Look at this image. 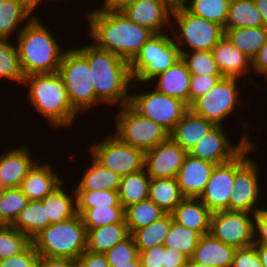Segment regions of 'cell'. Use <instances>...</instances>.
I'll list each match as a JSON object with an SVG mask.
<instances>
[{
  "mask_svg": "<svg viewBox=\"0 0 267 267\" xmlns=\"http://www.w3.org/2000/svg\"><path fill=\"white\" fill-rule=\"evenodd\" d=\"M89 37L96 47L109 51L129 63L154 35L129 20L121 11L88 10Z\"/></svg>",
  "mask_w": 267,
  "mask_h": 267,
  "instance_id": "cell-1",
  "label": "cell"
},
{
  "mask_svg": "<svg viewBox=\"0 0 267 267\" xmlns=\"http://www.w3.org/2000/svg\"><path fill=\"white\" fill-rule=\"evenodd\" d=\"M75 48L88 60L97 99L106 106L129 104L133 85L130 63L93 43Z\"/></svg>",
  "mask_w": 267,
  "mask_h": 267,
  "instance_id": "cell-2",
  "label": "cell"
},
{
  "mask_svg": "<svg viewBox=\"0 0 267 267\" xmlns=\"http://www.w3.org/2000/svg\"><path fill=\"white\" fill-rule=\"evenodd\" d=\"M36 16L19 32L16 45L24 76L58 71L64 49L54 32Z\"/></svg>",
  "mask_w": 267,
  "mask_h": 267,
  "instance_id": "cell-3",
  "label": "cell"
},
{
  "mask_svg": "<svg viewBox=\"0 0 267 267\" xmlns=\"http://www.w3.org/2000/svg\"><path fill=\"white\" fill-rule=\"evenodd\" d=\"M24 85L29 90L25 94L31 107L50 127L65 129L75 125L79 113L72 107L65 84L57 72L27 75Z\"/></svg>",
  "mask_w": 267,
  "mask_h": 267,
  "instance_id": "cell-4",
  "label": "cell"
},
{
  "mask_svg": "<svg viewBox=\"0 0 267 267\" xmlns=\"http://www.w3.org/2000/svg\"><path fill=\"white\" fill-rule=\"evenodd\" d=\"M31 242L40 256L78 259L87 250V228L77 214L67 221L48 225Z\"/></svg>",
  "mask_w": 267,
  "mask_h": 267,
  "instance_id": "cell-5",
  "label": "cell"
},
{
  "mask_svg": "<svg viewBox=\"0 0 267 267\" xmlns=\"http://www.w3.org/2000/svg\"><path fill=\"white\" fill-rule=\"evenodd\" d=\"M91 71L88 60L76 48H67L57 73L65 84L72 107L78 113H86L102 104L97 99Z\"/></svg>",
  "mask_w": 267,
  "mask_h": 267,
  "instance_id": "cell-6",
  "label": "cell"
},
{
  "mask_svg": "<svg viewBox=\"0 0 267 267\" xmlns=\"http://www.w3.org/2000/svg\"><path fill=\"white\" fill-rule=\"evenodd\" d=\"M166 33L154 34L130 62L133 84L140 85V82L144 88L148 87L158 74L181 59V52L173 34Z\"/></svg>",
  "mask_w": 267,
  "mask_h": 267,
  "instance_id": "cell-7",
  "label": "cell"
},
{
  "mask_svg": "<svg viewBox=\"0 0 267 267\" xmlns=\"http://www.w3.org/2000/svg\"><path fill=\"white\" fill-rule=\"evenodd\" d=\"M171 22L170 33L174 34L173 38L181 53L211 51L225 36L221 25L192 14L184 6L173 8Z\"/></svg>",
  "mask_w": 267,
  "mask_h": 267,
  "instance_id": "cell-8",
  "label": "cell"
},
{
  "mask_svg": "<svg viewBox=\"0 0 267 267\" xmlns=\"http://www.w3.org/2000/svg\"><path fill=\"white\" fill-rule=\"evenodd\" d=\"M253 142L235 158L234 188L230 197L229 211L249 212L255 214L259 209L258 203L262 189L260 181V165L250 156L258 150ZM261 191V192H260ZM258 206V207H257Z\"/></svg>",
  "mask_w": 267,
  "mask_h": 267,
  "instance_id": "cell-9",
  "label": "cell"
},
{
  "mask_svg": "<svg viewBox=\"0 0 267 267\" xmlns=\"http://www.w3.org/2000/svg\"><path fill=\"white\" fill-rule=\"evenodd\" d=\"M238 80L239 78L222 77L210 91L195 99L189 109L215 125L225 126V120L234 116V112L238 111L236 109L244 107L246 103L245 101L243 104V99H240V88L244 86L238 87Z\"/></svg>",
  "mask_w": 267,
  "mask_h": 267,
  "instance_id": "cell-10",
  "label": "cell"
},
{
  "mask_svg": "<svg viewBox=\"0 0 267 267\" xmlns=\"http://www.w3.org/2000/svg\"><path fill=\"white\" fill-rule=\"evenodd\" d=\"M118 109L113 134L121 141L145 153L170 137L166 129L140 115L129 104Z\"/></svg>",
  "mask_w": 267,
  "mask_h": 267,
  "instance_id": "cell-11",
  "label": "cell"
},
{
  "mask_svg": "<svg viewBox=\"0 0 267 267\" xmlns=\"http://www.w3.org/2000/svg\"><path fill=\"white\" fill-rule=\"evenodd\" d=\"M133 84L129 105L140 115L146 117L171 133L175 125L184 117L189 106L179 99L153 90L134 91Z\"/></svg>",
  "mask_w": 267,
  "mask_h": 267,
  "instance_id": "cell-12",
  "label": "cell"
},
{
  "mask_svg": "<svg viewBox=\"0 0 267 267\" xmlns=\"http://www.w3.org/2000/svg\"><path fill=\"white\" fill-rule=\"evenodd\" d=\"M89 154L103 167L120 176L144 169V152L121 141L113 133L92 142Z\"/></svg>",
  "mask_w": 267,
  "mask_h": 267,
  "instance_id": "cell-13",
  "label": "cell"
},
{
  "mask_svg": "<svg viewBox=\"0 0 267 267\" xmlns=\"http://www.w3.org/2000/svg\"><path fill=\"white\" fill-rule=\"evenodd\" d=\"M243 135L237 144L229 140L226 127L216 125L188 152L193 157L219 165L238 157L251 143L248 122H243ZM247 131V132H246ZM245 132V133H244ZM235 143V144H233Z\"/></svg>",
  "mask_w": 267,
  "mask_h": 267,
  "instance_id": "cell-14",
  "label": "cell"
},
{
  "mask_svg": "<svg viewBox=\"0 0 267 267\" xmlns=\"http://www.w3.org/2000/svg\"><path fill=\"white\" fill-rule=\"evenodd\" d=\"M254 215L249 212H212L210 233L226 245L244 248L254 244Z\"/></svg>",
  "mask_w": 267,
  "mask_h": 267,
  "instance_id": "cell-15",
  "label": "cell"
},
{
  "mask_svg": "<svg viewBox=\"0 0 267 267\" xmlns=\"http://www.w3.org/2000/svg\"><path fill=\"white\" fill-rule=\"evenodd\" d=\"M172 11L164 0H135L121 12L135 24L159 34L171 30Z\"/></svg>",
  "mask_w": 267,
  "mask_h": 267,
  "instance_id": "cell-16",
  "label": "cell"
},
{
  "mask_svg": "<svg viewBox=\"0 0 267 267\" xmlns=\"http://www.w3.org/2000/svg\"><path fill=\"white\" fill-rule=\"evenodd\" d=\"M187 154L169 137L144 153V169L150 178H176Z\"/></svg>",
  "mask_w": 267,
  "mask_h": 267,
  "instance_id": "cell-17",
  "label": "cell"
},
{
  "mask_svg": "<svg viewBox=\"0 0 267 267\" xmlns=\"http://www.w3.org/2000/svg\"><path fill=\"white\" fill-rule=\"evenodd\" d=\"M235 159L215 165L199 199L212 211L228 210L234 188Z\"/></svg>",
  "mask_w": 267,
  "mask_h": 267,
  "instance_id": "cell-18",
  "label": "cell"
},
{
  "mask_svg": "<svg viewBox=\"0 0 267 267\" xmlns=\"http://www.w3.org/2000/svg\"><path fill=\"white\" fill-rule=\"evenodd\" d=\"M31 154L30 147L24 144L12 147L0 155V179L5 188L21 186L28 171L39 160Z\"/></svg>",
  "mask_w": 267,
  "mask_h": 267,
  "instance_id": "cell-19",
  "label": "cell"
},
{
  "mask_svg": "<svg viewBox=\"0 0 267 267\" xmlns=\"http://www.w3.org/2000/svg\"><path fill=\"white\" fill-rule=\"evenodd\" d=\"M214 167L215 164L187 154L176 177L182 195L199 198Z\"/></svg>",
  "mask_w": 267,
  "mask_h": 267,
  "instance_id": "cell-20",
  "label": "cell"
},
{
  "mask_svg": "<svg viewBox=\"0 0 267 267\" xmlns=\"http://www.w3.org/2000/svg\"><path fill=\"white\" fill-rule=\"evenodd\" d=\"M211 52L223 77L241 78L243 76L249 84L256 85V82L247 76L252 71L251 60L225 36L211 49Z\"/></svg>",
  "mask_w": 267,
  "mask_h": 267,
  "instance_id": "cell-21",
  "label": "cell"
},
{
  "mask_svg": "<svg viewBox=\"0 0 267 267\" xmlns=\"http://www.w3.org/2000/svg\"><path fill=\"white\" fill-rule=\"evenodd\" d=\"M40 159L28 171L20 186L30 201H42L49 193L57 188L64 180L54 171L52 164L40 163Z\"/></svg>",
  "mask_w": 267,
  "mask_h": 267,
  "instance_id": "cell-22",
  "label": "cell"
},
{
  "mask_svg": "<svg viewBox=\"0 0 267 267\" xmlns=\"http://www.w3.org/2000/svg\"><path fill=\"white\" fill-rule=\"evenodd\" d=\"M191 74L185 62L179 59L166 71L158 74L152 81V88L158 92L185 102L189 106ZM156 79V82H155Z\"/></svg>",
  "mask_w": 267,
  "mask_h": 267,
  "instance_id": "cell-23",
  "label": "cell"
},
{
  "mask_svg": "<svg viewBox=\"0 0 267 267\" xmlns=\"http://www.w3.org/2000/svg\"><path fill=\"white\" fill-rule=\"evenodd\" d=\"M236 248L216 239L211 233L201 235L188 263L207 267H231Z\"/></svg>",
  "mask_w": 267,
  "mask_h": 267,
  "instance_id": "cell-24",
  "label": "cell"
},
{
  "mask_svg": "<svg viewBox=\"0 0 267 267\" xmlns=\"http://www.w3.org/2000/svg\"><path fill=\"white\" fill-rule=\"evenodd\" d=\"M171 214L179 225L194 229L201 235L210 233L212 211L199 198L185 197Z\"/></svg>",
  "mask_w": 267,
  "mask_h": 267,
  "instance_id": "cell-25",
  "label": "cell"
},
{
  "mask_svg": "<svg viewBox=\"0 0 267 267\" xmlns=\"http://www.w3.org/2000/svg\"><path fill=\"white\" fill-rule=\"evenodd\" d=\"M216 125L196 115L190 109L184 117L175 125L170 137L184 150H189L196 145Z\"/></svg>",
  "mask_w": 267,
  "mask_h": 267,
  "instance_id": "cell-26",
  "label": "cell"
},
{
  "mask_svg": "<svg viewBox=\"0 0 267 267\" xmlns=\"http://www.w3.org/2000/svg\"><path fill=\"white\" fill-rule=\"evenodd\" d=\"M61 183L51 193H49L41 202L46 207V219H49V225L67 221L77 215L76 191L74 186L72 191H67ZM69 192V193H68Z\"/></svg>",
  "mask_w": 267,
  "mask_h": 267,
  "instance_id": "cell-27",
  "label": "cell"
},
{
  "mask_svg": "<svg viewBox=\"0 0 267 267\" xmlns=\"http://www.w3.org/2000/svg\"><path fill=\"white\" fill-rule=\"evenodd\" d=\"M36 15L24 4L23 0H5L0 4V39L11 40L16 37ZM21 23H24L21 26ZM22 28H20V27ZM17 29H20L17 31ZM15 31V32H14ZM12 35V36H11Z\"/></svg>",
  "mask_w": 267,
  "mask_h": 267,
  "instance_id": "cell-28",
  "label": "cell"
},
{
  "mask_svg": "<svg viewBox=\"0 0 267 267\" xmlns=\"http://www.w3.org/2000/svg\"><path fill=\"white\" fill-rule=\"evenodd\" d=\"M91 163L86 166L84 175L79 179L75 191H118L121 176L111 169L103 167L91 156ZM90 165V166H89Z\"/></svg>",
  "mask_w": 267,
  "mask_h": 267,
  "instance_id": "cell-29",
  "label": "cell"
},
{
  "mask_svg": "<svg viewBox=\"0 0 267 267\" xmlns=\"http://www.w3.org/2000/svg\"><path fill=\"white\" fill-rule=\"evenodd\" d=\"M129 235L125 222L107 224L98 228H87V250L105 253Z\"/></svg>",
  "mask_w": 267,
  "mask_h": 267,
  "instance_id": "cell-30",
  "label": "cell"
},
{
  "mask_svg": "<svg viewBox=\"0 0 267 267\" xmlns=\"http://www.w3.org/2000/svg\"><path fill=\"white\" fill-rule=\"evenodd\" d=\"M225 37L250 60L263 47L267 40L264 26L251 28H234L225 31Z\"/></svg>",
  "mask_w": 267,
  "mask_h": 267,
  "instance_id": "cell-31",
  "label": "cell"
},
{
  "mask_svg": "<svg viewBox=\"0 0 267 267\" xmlns=\"http://www.w3.org/2000/svg\"><path fill=\"white\" fill-rule=\"evenodd\" d=\"M176 178H151L149 199L165 213H172L184 199Z\"/></svg>",
  "mask_w": 267,
  "mask_h": 267,
  "instance_id": "cell-32",
  "label": "cell"
},
{
  "mask_svg": "<svg viewBox=\"0 0 267 267\" xmlns=\"http://www.w3.org/2000/svg\"><path fill=\"white\" fill-rule=\"evenodd\" d=\"M150 181L151 178L145 169L121 176L118 195L124 209L149 198Z\"/></svg>",
  "mask_w": 267,
  "mask_h": 267,
  "instance_id": "cell-33",
  "label": "cell"
},
{
  "mask_svg": "<svg viewBox=\"0 0 267 267\" xmlns=\"http://www.w3.org/2000/svg\"><path fill=\"white\" fill-rule=\"evenodd\" d=\"M260 26H263L262 16L257 10L254 0L230 1L224 32L227 29Z\"/></svg>",
  "mask_w": 267,
  "mask_h": 267,
  "instance_id": "cell-34",
  "label": "cell"
},
{
  "mask_svg": "<svg viewBox=\"0 0 267 267\" xmlns=\"http://www.w3.org/2000/svg\"><path fill=\"white\" fill-rule=\"evenodd\" d=\"M48 225L49 219H46V207L41 201H29L12 224L14 228L30 239Z\"/></svg>",
  "mask_w": 267,
  "mask_h": 267,
  "instance_id": "cell-35",
  "label": "cell"
},
{
  "mask_svg": "<svg viewBox=\"0 0 267 267\" xmlns=\"http://www.w3.org/2000/svg\"><path fill=\"white\" fill-rule=\"evenodd\" d=\"M164 214L165 212L149 198L124 209L125 223L130 234H133L137 229L148 226Z\"/></svg>",
  "mask_w": 267,
  "mask_h": 267,
  "instance_id": "cell-36",
  "label": "cell"
},
{
  "mask_svg": "<svg viewBox=\"0 0 267 267\" xmlns=\"http://www.w3.org/2000/svg\"><path fill=\"white\" fill-rule=\"evenodd\" d=\"M173 221L172 214L165 213L148 226L137 229L132 235L138 250H146L156 245H163Z\"/></svg>",
  "mask_w": 267,
  "mask_h": 267,
  "instance_id": "cell-37",
  "label": "cell"
},
{
  "mask_svg": "<svg viewBox=\"0 0 267 267\" xmlns=\"http://www.w3.org/2000/svg\"><path fill=\"white\" fill-rule=\"evenodd\" d=\"M231 0H188L184 7L192 14L221 25H226Z\"/></svg>",
  "mask_w": 267,
  "mask_h": 267,
  "instance_id": "cell-38",
  "label": "cell"
},
{
  "mask_svg": "<svg viewBox=\"0 0 267 267\" xmlns=\"http://www.w3.org/2000/svg\"><path fill=\"white\" fill-rule=\"evenodd\" d=\"M0 77L9 82H17L21 85L24 82L18 49L16 43L11 40L0 39Z\"/></svg>",
  "mask_w": 267,
  "mask_h": 267,
  "instance_id": "cell-39",
  "label": "cell"
},
{
  "mask_svg": "<svg viewBox=\"0 0 267 267\" xmlns=\"http://www.w3.org/2000/svg\"><path fill=\"white\" fill-rule=\"evenodd\" d=\"M29 201L20 187L5 188L0 193V223L12 225Z\"/></svg>",
  "mask_w": 267,
  "mask_h": 267,
  "instance_id": "cell-40",
  "label": "cell"
},
{
  "mask_svg": "<svg viewBox=\"0 0 267 267\" xmlns=\"http://www.w3.org/2000/svg\"><path fill=\"white\" fill-rule=\"evenodd\" d=\"M201 234L191 228L172 222L170 230L164 239L165 247H175L179 249L188 259L193 255L197 247Z\"/></svg>",
  "mask_w": 267,
  "mask_h": 267,
  "instance_id": "cell-41",
  "label": "cell"
},
{
  "mask_svg": "<svg viewBox=\"0 0 267 267\" xmlns=\"http://www.w3.org/2000/svg\"><path fill=\"white\" fill-rule=\"evenodd\" d=\"M80 216L86 228L125 222L123 206H96L86 209Z\"/></svg>",
  "mask_w": 267,
  "mask_h": 267,
  "instance_id": "cell-42",
  "label": "cell"
},
{
  "mask_svg": "<svg viewBox=\"0 0 267 267\" xmlns=\"http://www.w3.org/2000/svg\"><path fill=\"white\" fill-rule=\"evenodd\" d=\"M192 76H222L211 51H189L181 53Z\"/></svg>",
  "mask_w": 267,
  "mask_h": 267,
  "instance_id": "cell-43",
  "label": "cell"
},
{
  "mask_svg": "<svg viewBox=\"0 0 267 267\" xmlns=\"http://www.w3.org/2000/svg\"><path fill=\"white\" fill-rule=\"evenodd\" d=\"M31 239L12 225L0 226V260L17 255L24 251Z\"/></svg>",
  "mask_w": 267,
  "mask_h": 267,
  "instance_id": "cell-44",
  "label": "cell"
},
{
  "mask_svg": "<svg viewBox=\"0 0 267 267\" xmlns=\"http://www.w3.org/2000/svg\"><path fill=\"white\" fill-rule=\"evenodd\" d=\"M77 214L96 206H123L120 203L118 191H76Z\"/></svg>",
  "mask_w": 267,
  "mask_h": 267,
  "instance_id": "cell-45",
  "label": "cell"
},
{
  "mask_svg": "<svg viewBox=\"0 0 267 267\" xmlns=\"http://www.w3.org/2000/svg\"><path fill=\"white\" fill-rule=\"evenodd\" d=\"M109 264H131V261L139 257L134 236L130 234L123 241L115 244L104 253Z\"/></svg>",
  "mask_w": 267,
  "mask_h": 267,
  "instance_id": "cell-46",
  "label": "cell"
},
{
  "mask_svg": "<svg viewBox=\"0 0 267 267\" xmlns=\"http://www.w3.org/2000/svg\"><path fill=\"white\" fill-rule=\"evenodd\" d=\"M40 257L31 243L21 253L0 260V267H40Z\"/></svg>",
  "mask_w": 267,
  "mask_h": 267,
  "instance_id": "cell-47",
  "label": "cell"
},
{
  "mask_svg": "<svg viewBox=\"0 0 267 267\" xmlns=\"http://www.w3.org/2000/svg\"><path fill=\"white\" fill-rule=\"evenodd\" d=\"M223 76H191L189 106L197 98L210 91Z\"/></svg>",
  "mask_w": 267,
  "mask_h": 267,
  "instance_id": "cell-48",
  "label": "cell"
},
{
  "mask_svg": "<svg viewBox=\"0 0 267 267\" xmlns=\"http://www.w3.org/2000/svg\"><path fill=\"white\" fill-rule=\"evenodd\" d=\"M231 267H263L254 245L237 248Z\"/></svg>",
  "mask_w": 267,
  "mask_h": 267,
  "instance_id": "cell-49",
  "label": "cell"
},
{
  "mask_svg": "<svg viewBox=\"0 0 267 267\" xmlns=\"http://www.w3.org/2000/svg\"><path fill=\"white\" fill-rule=\"evenodd\" d=\"M142 267H163L164 245H156L146 250H138Z\"/></svg>",
  "mask_w": 267,
  "mask_h": 267,
  "instance_id": "cell-50",
  "label": "cell"
},
{
  "mask_svg": "<svg viewBox=\"0 0 267 267\" xmlns=\"http://www.w3.org/2000/svg\"><path fill=\"white\" fill-rule=\"evenodd\" d=\"M254 244L267 245V209L262 207L254 215Z\"/></svg>",
  "mask_w": 267,
  "mask_h": 267,
  "instance_id": "cell-51",
  "label": "cell"
},
{
  "mask_svg": "<svg viewBox=\"0 0 267 267\" xmlns=\"http://www.w3.org/2000/svg\"><path fill=\"white\" fill-rule=\"evenodd\" d=\"M189 259L175 247H165L163 267H187Z\"/></svg>",
  "mask_w": 267,
  "mask_h": 267,
  "instance_id": "cell-52",
  "label": "cell"
},
{
  "mask_svg": "<svg viewBox=\"0 0 267 267\" xmlns=\"http://www.w3.org/2000/svg\"><path fill=\"white\" fill-rule=\"evenodd\" d=\"M77 260L82 267H111L104 253H95L86 250Z\"/></svg>",
  "mask_w": 267,
  "mask_h": 267,
  "instance_id": "cell-53",
  "label": "cell"
},
{
  "mask_svg": "<svg viewBox=\"0 0 267 267\" xmlns=\"http://www.w3.org/2000/svg\"><path fill=\"white\" fill-rule=\"evenodd\" d=\"M251 68L254 75H264L267 78V40L263 47L257 52V54L251 60Z\"/></svg>",
  "mask_w": 267,
  "mask_h": 267,
  "instance_id": "cell-54",
  "label": "cell"
},
{
  "mask_svg": "<svg viewBox=\"0 0 267 267\" xmlns=\"http://www.w3.org/2000/svg\"><path fill=\"white\" fill-rule=\"evenodd\" d=\"M77 264V259L45 256L40 257V267H75Z\"/></svg>",
  "mask_w": 267,
  "mask_h": 267,
  "instance_id": "cell-55",
  "label": "cell"
},
{
  "mask_svg": "<svg viewBox=\"0 0 267 267\" xmlns=\"http://www.w3.org/2000/svg\"><path fill=\"white\" fill-rule=\"evenodd\" d=\"M135 0H103V4L98 7L105 11H122L126 6L132 4Z\"/></svg>",
  "mask_w": 267,
  "mask_h": 267,
  "instance_id": "cell-56",
  "label": "cell"
},
{
  "mask_svg": "<svg viewBox=\"0 0 267 267\" xmlns=\"http://www.w3.org/2000/svg\"><path fill=\"white\" fill-rule=\"evenodd\" d=\"M254 2L262 16L263 26L267 29V0H254Z\"/></svg>",
  "mask_w": 267,
  "mask_h": 267,
  "instance_id": "cell-57",
  "label": "cell"
},
{
  "mask_svg": "<svg viewBox=\"0 0 267 267\" xmlns=\"http://www.w3.org/2000/svg\"><path fill=\"white\" fill-rule=\"evenodd\" d=\"M256 247L259 259L263 267H267V245L265 244H253Z\"/></svg>",
  "mask_w": 267,
  "mask_h": 267,
  "instance_id": "cell-58",
  "label": "cell"
},
{
  "mask_svg": "<svg viewBox=\"0 0 267 267\" xmlns=\"http://www.w3.org/2000/svg\"><path fill=\"white\" fill-rule=\"evenodd\" d=\"M48 1L49 3L51 2V0H45ZM44 0H23L25 6L35 15L36 13V8H38V5H41L42 2H45ZM54 0H52L53 2ZM57 1V0H56ZM35 11V12H33Z\"/></svg>",
  "mask_w": 267,
  "mask_h": 267,
  "instance_id": "cell-59",
  "label": "cell"
},
{
  "mask_svg": "<svg viewBox=\"0 0 267 267\" xmlns=\"http://www.w3.org/2000/svg\"><path fill=\"white\" fill-rule=\"evenodd\" d=\"M111 267H142L140 258L131 261V264H109Z\"/></svg>",
  "mask_w": 267,
  "mask_h": 267,
  "instance_id": "cell-60",
  "label": "cell"
},
{
  "mask_svg": "<svg viewBox=\"0 0 267 267\" xmlns=\"http://www.w3.org/2000/svg\"><path fill=\"white\" fill-rule=\"evenodd\" d=\"M166 1L172 8L184 6L188 0H164Z\"/></svg>",
  "mask_w": 267,
  "mask_h": 267,
  "instance_id": "cell-61",
  "label": "cell"
},
{
  "mask_svg": "<svg viewBox=\"0 0 267 267\" xmlns=\"http://www.w3.org/2000/svg\"><path fill=\"white\" fill-rule=\"evenodd\" d=\"M187 267H207L204 264H200V263H188Z\"/></svg>",
  "mask_w": 267,
  "mask_h": 267,
  "instance_id": "cell-62",
  "label": "cell"
},
{
  "mask_svg": "<svg viewBox=\"0 0 267 267\" xmlns=\"http://www.w3.org/2000/svg\"><path fill=\"white\" fill-rule=\"evenodd\" d=\"M5 189L4 185L2 184V181L0 179V193Z\"/></svg>",
  "mask_w": 267,
  "mask_h": 267,
  "instance_id": "cell-63",
  "label": "cell"
},
{
  "mask_svg": "<svg viewBox=\"0 0 267 267\" xmlns=\"http://www.w3.org/2000/svg\"><path fill=\"white\" fill-rule=\"evenodd\" d=\"M75 267H82L79 263Z\"/></svg>",
  "mask_w": 267,
  "mask_h": 267,
  "instance_id": "cell-64",
  "label": "cell"
}]
</instances>
